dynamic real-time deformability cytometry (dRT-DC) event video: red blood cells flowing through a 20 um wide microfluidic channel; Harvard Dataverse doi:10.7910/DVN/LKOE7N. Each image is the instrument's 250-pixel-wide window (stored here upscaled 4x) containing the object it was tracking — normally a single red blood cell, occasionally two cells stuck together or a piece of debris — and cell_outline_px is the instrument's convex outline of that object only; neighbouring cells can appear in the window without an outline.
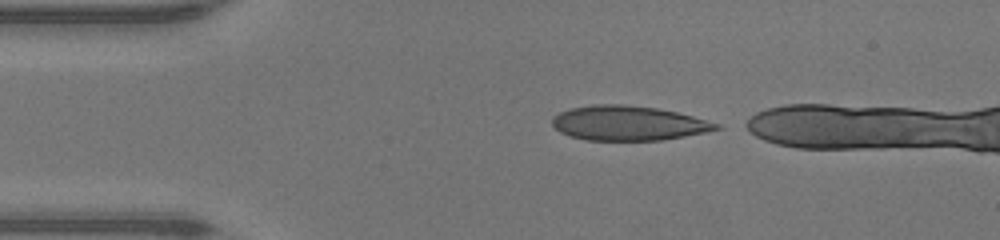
{"species": "human", "species_latin": "Homo sapiens", "temperature_condition": "warm", "stored_images_in_passage": 33, "camera_frame_rate_fps": 3000, "um_per_image_px": 0.085, "donor": {"sex": "male"}, "frame": {"image": 1, "passage_image": 1, "time_ms": 0.0, "image_size_px": [1000, 240], "cell_outline_px": [[724, 128], [664, 140], [584, 140], [560, 132], [552, 124], [552, 116], [560, 112], [572, 108], [592, 104], [624, 104], [656, 108], [676, 112], [692, 116], [720, 124]], "centroid_in_image_um": [53.4, 10.46], "position_along_channel_um": 31.6, "area_um2": 33.0}}
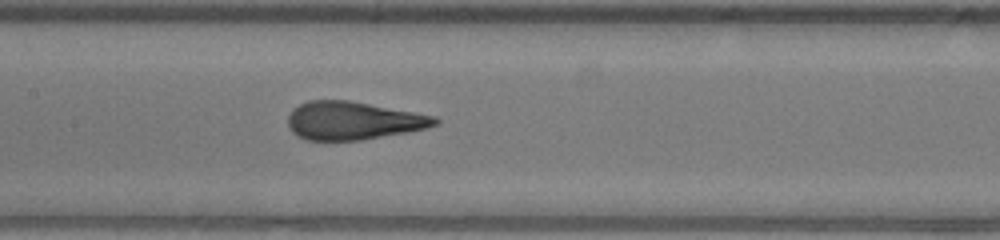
{"frame": {"image": 2, "passage_image": 14, "time_ms": 4.333, "image_size_px": [1000, 240], "cell_outline_px": [[440, 124], [408, 132], [360, 140], [308, 140], [296, 136], [288, 128], [288, 116], [292, 108], [308, 100], [348, 100], [436, 116], [440, 120]], "centroid_in_image_um": [29.99, 10.25], "position_along_channel_um": 177.4, "area_um2": 32.71}}
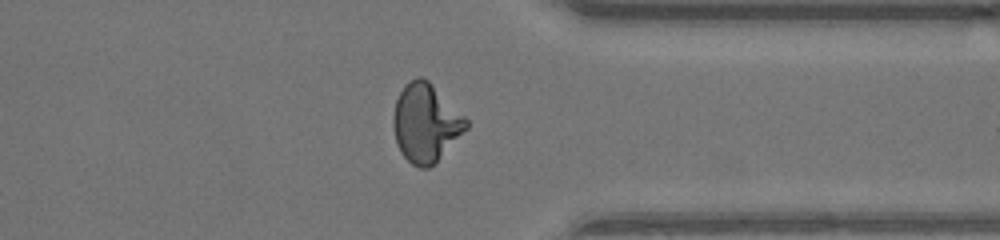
{"frame": {"image": 3, "passage_image": 28, "time_ms": 9.0, "image_size_px": [1000, 240], "cell_outline_px": [[468, 128], [428, 168], [420, 168], [412, 164], [400, 152], [396, 140], [392, 124], [392, 116], [396, 100], [404, 84], [408, 80], [416, 76], [420, 76], [428, 80], [468, 120]], "centroid_in_image_um": [36.15, 10.41], "position_along_channel_um": 375.3, "area_um2": 32.89}, "authors_computed_cell_mechanics": {"area_um2": 33.0616, "velocity_mm_per_s": 4.3806, "shape_relaxation_time_tau1_ms": 8.7608, "shape_relaxation_time_tau2_ms": null, "deformation_change_tau1": 0.3407, "deformation_change_tau2": null}}